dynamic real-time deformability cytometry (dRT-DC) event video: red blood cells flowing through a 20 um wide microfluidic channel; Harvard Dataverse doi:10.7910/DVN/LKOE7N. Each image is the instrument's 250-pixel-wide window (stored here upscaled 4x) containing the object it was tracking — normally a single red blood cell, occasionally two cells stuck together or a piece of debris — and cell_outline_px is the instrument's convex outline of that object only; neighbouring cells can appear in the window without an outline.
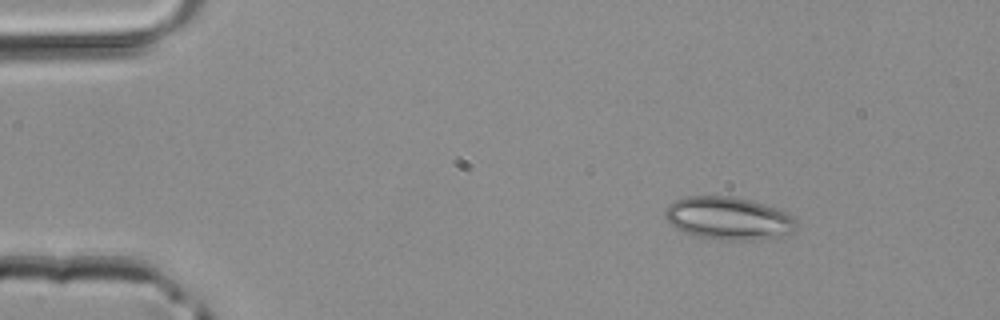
{"species": "common noctule bat (a hibernating species)", "species_latin": "Nyctalus noctula", "temperature_condition": "room temperature", "stored_images_in_passage": 2, "camera_frame_rate_fps": 3000, "um_per_image_px": 0.085, "animal": {"sex": "male", "body_mass_g": 20.4}, "frame": {"image": 1, "passage_image": 1, "time_ms": 0.0, "image_size_px": [1000, 320], "cell_outline_px": [[800, 224], [792, 232], [756, 240], [716, 240], [692, 236], [676, 228], [664, 216], [664, 212], [668, 204], [684, 196], [732, 196], [752, 200], [788, 212]], "centroid_in_image_um": [61.91, 18.55], "position_along_channel_um": 23.1, "area_um2": 33.06}}